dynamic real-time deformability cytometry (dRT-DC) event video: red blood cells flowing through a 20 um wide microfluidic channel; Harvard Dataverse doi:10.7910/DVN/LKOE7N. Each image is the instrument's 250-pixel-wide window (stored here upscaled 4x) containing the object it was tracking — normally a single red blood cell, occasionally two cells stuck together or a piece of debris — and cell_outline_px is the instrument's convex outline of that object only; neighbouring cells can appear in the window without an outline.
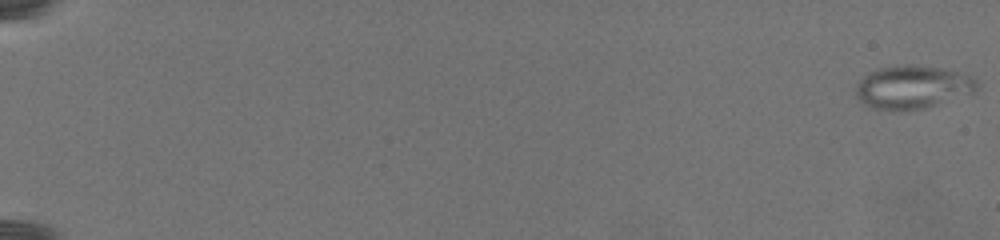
{"species": "common noctule bat (a hibernating species)", "species_latin": "Nyctalus noctula", "temperature_condition": "warm", "stored_images_in_passage": 67, "camera_frame_rate_fps": 3000, "um_per_image_px": 0.085, "animal": {"sex": "female", "body_mass_g": 19.5, "forearm_length_mm": 54.1}, "frame": {"image": 1, "passage_image": 1, "time_ms": 0.0, "image_size_px": [1000, 240], "cell_outline_px": [[976, 88], [972, 92], [924, 108], [908, 112], [892, 112], [872, 108], [864, 104], [856, 96], [856, 84], [868, 72], [880, 68], [904, 64], [916, 64], [940, 68], [976, 76]], "centroid_in_image_um": [77.51, 7.42], "position_along_channel_um": 7.5, "area_um2": 30.75}}
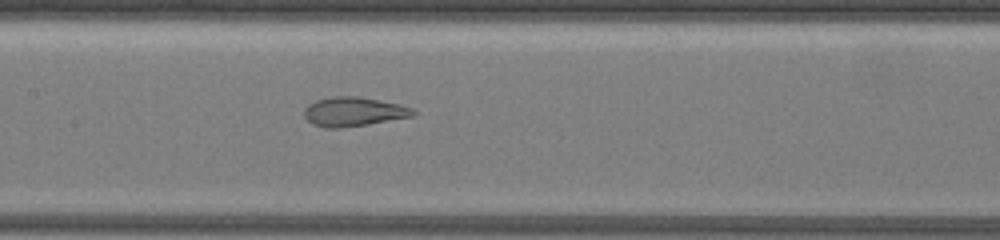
{"frame": {"image": 2, "passage_image": 46, "time_ms": 14.0, "image_size_px": [1000, 240], "cell_outline_px": [[416, 116], [368, 124], [340, 128], [324, 128], [312, 124], [304, 116], [304, 108], [308, 104], [316, 100], [332, 96], [360, 96], [400, 104], [412, 108], [416, 112]], "centroid_in_image_um": [30.06, 9.49], "position_along_channel_um": 177.3, "area_um2": 18.79}}
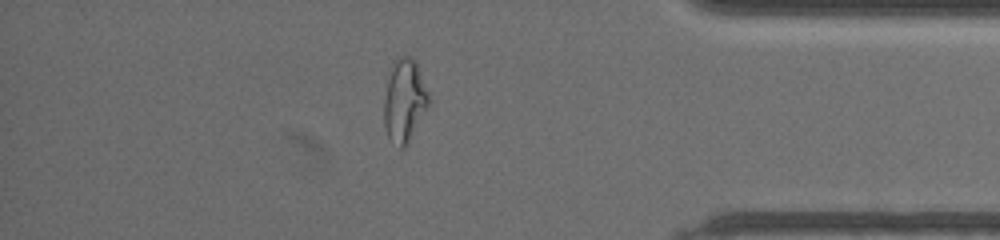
{"frame": {"image": 3, "passage_image": 62, "time_ms": 22.667, "image_size_px": [1000, 240], "cell_outline_px": [[432, 104], [408, 144], [404, 148], [400, 148], [388, 136], [384, 128], [384, 100], [388, 72], [392, 60], [400, 56], [412, 56], [416, 60], [432, 100]], "centroid_in_image_um": [34.42, 8.52], "position_along_channel_um": 400.8, "area_um2": 22.6}}